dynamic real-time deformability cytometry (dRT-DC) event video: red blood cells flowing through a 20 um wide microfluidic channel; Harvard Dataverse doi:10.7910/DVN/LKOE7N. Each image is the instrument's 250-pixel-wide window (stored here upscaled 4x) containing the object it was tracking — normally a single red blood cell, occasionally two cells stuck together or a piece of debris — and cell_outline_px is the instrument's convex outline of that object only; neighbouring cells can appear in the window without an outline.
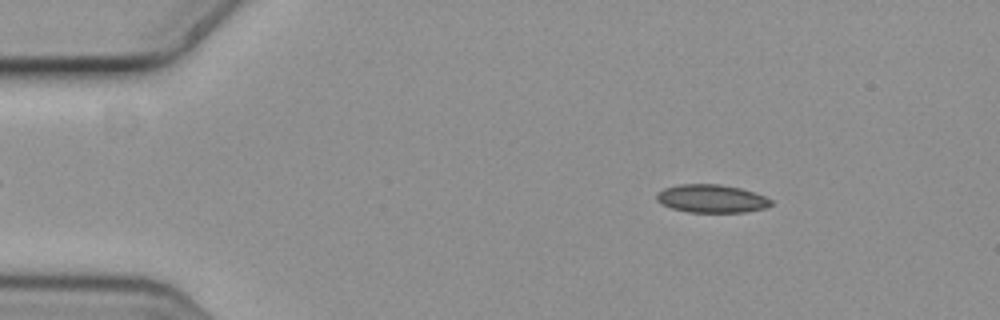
{"species": "common noctule bat (a hibernating species)", "species_latin": "Nyctalus noctula", "temperature_condition": "cold", "stored_images_in_passage": 10, "camera_frame_rate_fps": 3000, "um_per_image_px": 0.085, "animal": {"sex": "female", "body_mass_g": 19.3, "forearm_length_mm": 54.1}, "frame": {"image": 1, "passage_image": 2, "time_ms": 0.333, "image_size_px": [1000, 320], "cell_outline_px": [[772, 204], [764, 208], [744, 212], [688, 212], [672, 208], [660, 204], [656, 200], [656, 192], [664, 188], [680, 184], [720, 184], [740, 188], [764, 196], [772, 200]], "centroid_in_image_um": [60.43, 16.88], "position_along_channel_um": 24.6, "area_um2": 18.73}}
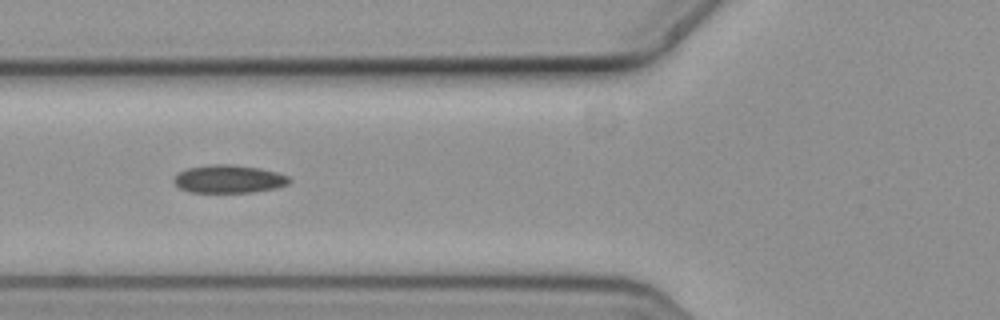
{"frame": {"image": 2, "passage_image": 5, "time_ms": 1.333, "image_size_px": [1000, 320], "cell_outline_px": [[292, 180], [288, 184], [276, 188], [252, 192], [188, 192], [180, 188], [172, 180], [180, 172], [188, 168], [208, 164], [232, 164], [260, 168], [276, 172], [288, 176]], "centroid_in_image_um": [19.46, 15.21], "position_along_channel_um": 106.3, "area_um2": 18.84}}
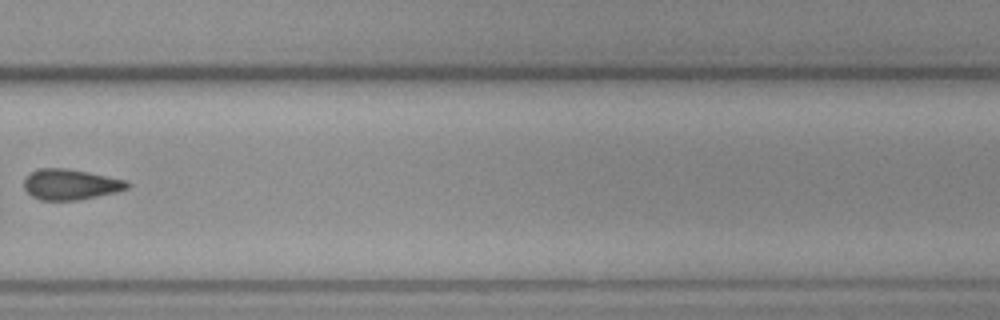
{"frame": {"image": 3, "passage_image": 10, "time_ms": 3.0, "image_size_px": [1000, 320], "cell_outline_px": [[128, 188], [116, 192], [80, 200], [40, 200], [32, 196], [24, 188], [24, 180], [32, 172], [40, 168], [68, 168], [88, 172], [124, 180], [128, 184]], "centroid_in_image_um": [5.97, 15.68], "position_along_channel_um": 323.8, "area_um2": 18.21}}